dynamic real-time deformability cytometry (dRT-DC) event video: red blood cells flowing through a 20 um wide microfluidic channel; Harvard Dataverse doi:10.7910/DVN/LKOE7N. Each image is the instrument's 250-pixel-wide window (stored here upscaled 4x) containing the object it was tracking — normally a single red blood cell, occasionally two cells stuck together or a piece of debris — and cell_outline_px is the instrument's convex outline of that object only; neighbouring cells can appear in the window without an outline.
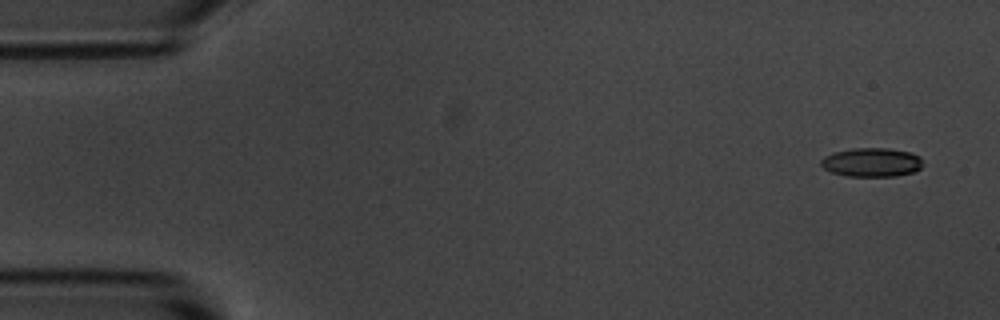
{"species": "common noctule bat (a hibernating species)", "species_latin": "Nyctalus noctula", "temperature_condition": "room temperature", "stored_images_in_passage": 6, "camera_frame_rate_fps": 3000, "um_per_image_px": 0.085, "animal": {"sex": "male", "body_mass_g": 20.1, "forearm_length_mm": 53.5}, "frame": {"image": 1, "passage_image": 1, "time_ms": 0.0, "image_size_px": [1000, 320], "cell_outline_px": [[920, 168], [912, 172], [896, 176], [848, 176], [832, 172], [824, 168], [820, 164], [820, 160], [824, 156], [832, 152], [852, 148], [888, 148], [912, 152], [920, 156]], "centroid_in_image_um": [74.06, 13.78], "position_along_channel_um": 10.9, "area_um2": 17.17}}
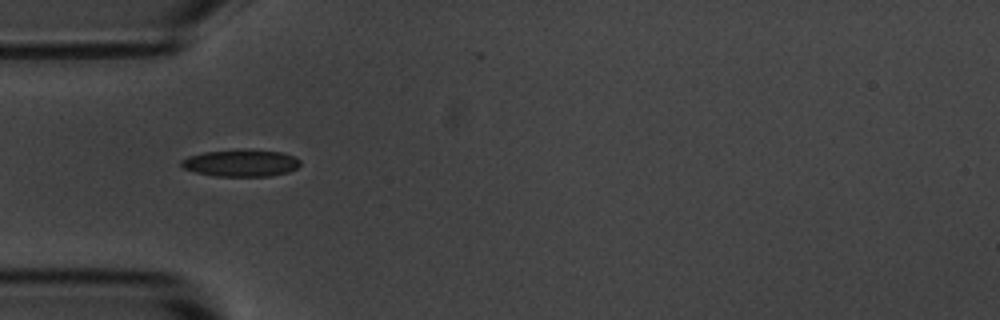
{"frame": {"image": 2, "passage_image": 5, "time_ms": 4.667, "image_size_px": [1000, 320], "cell_outline_px": [[300, 164], [296, 168], [288, 172], [272, 176], [216, 176], [196, 172], [184, 168], [180, 164], [180, 160], [188, 156], [204, 152], [280, 152], [292, 156], [300, 160]], "centroid_in_image_um": [20.46, 13.91], "position_along_channel_um": 64.5, "area_um2": 17.74}}